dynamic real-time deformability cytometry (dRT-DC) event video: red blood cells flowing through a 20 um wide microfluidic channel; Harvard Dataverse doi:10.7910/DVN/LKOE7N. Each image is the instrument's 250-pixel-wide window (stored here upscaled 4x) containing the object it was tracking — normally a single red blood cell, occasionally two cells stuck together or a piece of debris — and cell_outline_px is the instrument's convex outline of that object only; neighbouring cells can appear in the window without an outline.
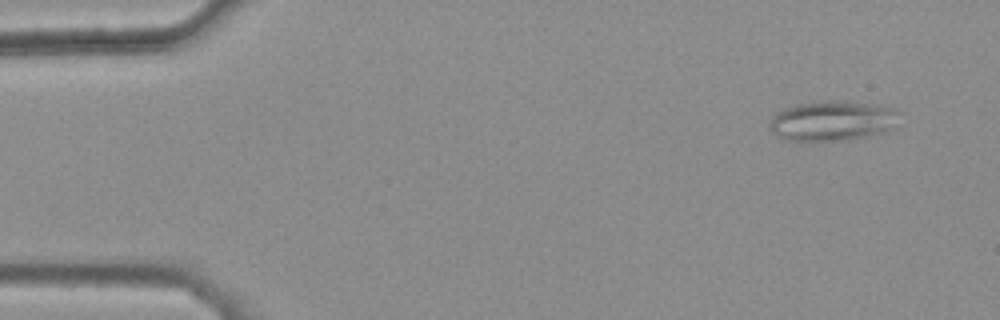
{"species": "common noctule bat (a hibernating species)", "species_latin": "Nyctalus noctula", "temperature_condition": "warm", "stored_images_in_passage": 46, "camera_frame_rate_fps": 3000, "um_per_image_px": 0.085, "animal": {"sex": "female", "body_mass_g": 25.1}, "frame": {"image": 1, "passage_image": 4, "time_ms": 1.0, "image_size_px": [1000, 320], "cell_outline_px": [[900, 112], [892, 128], [888, 132], [852, 140], [784, 140], [776, 136], [768, 128], [768, 124], [772, 116], [784, 108], [800, 104], [820, 100], [832, 100], [872, 104], [892, 108]], "centroid_in_image_um": [70.73, 10.28], "position_along_channel_um": 14.3, "area_um2": 30.46}}
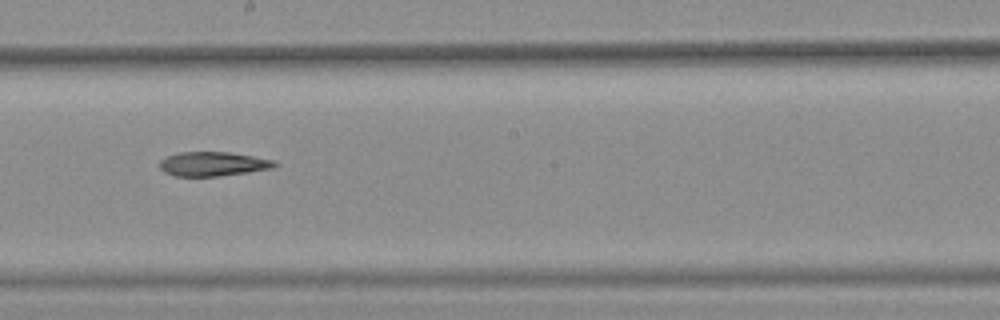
{"frame": {"image": 2, "passage_image": 29, "time_ms": 9.333, "image_size_px": [1000, 320], "cell_outline_px": [[280, 164], [272, 168], [248, 172], [220, 176], [176, 176], [164, 172], [160, 168], [160, 160], [168, 156], [180, 152], [228, 152], [252, 156], [272, 160]], "centroid_in_image_um": [18.1, 13.94], "position_along_channel_um": 230.1, "area_um2": 16.13}}
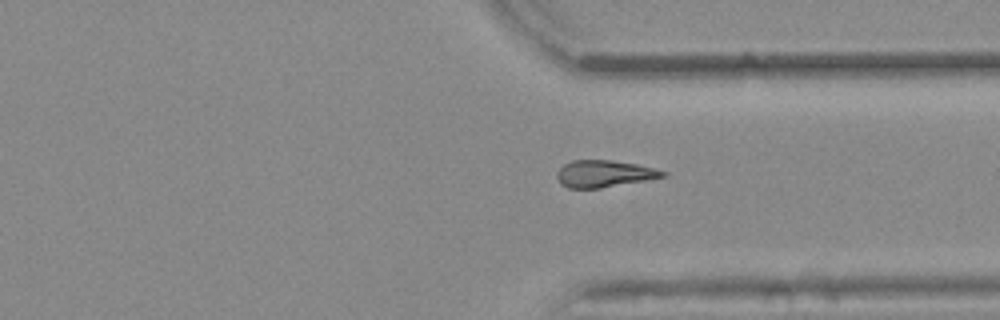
{"frame": {"image": 3, "passage_image": 39, "time_ms": 12.667, "image_size_px": [1000, 320], "cell_outline_px": [[668, 176], [600, 188], [568, 188], [560, 184], [556, 176], [556, 172], [564, 164], [572, 160], [612, 160], [636, 164], [668, 172]], "centroid_in_image_um": [51.33, 14.76], "position_along_channel_um": 360.1, "area_um2": 16.59}}